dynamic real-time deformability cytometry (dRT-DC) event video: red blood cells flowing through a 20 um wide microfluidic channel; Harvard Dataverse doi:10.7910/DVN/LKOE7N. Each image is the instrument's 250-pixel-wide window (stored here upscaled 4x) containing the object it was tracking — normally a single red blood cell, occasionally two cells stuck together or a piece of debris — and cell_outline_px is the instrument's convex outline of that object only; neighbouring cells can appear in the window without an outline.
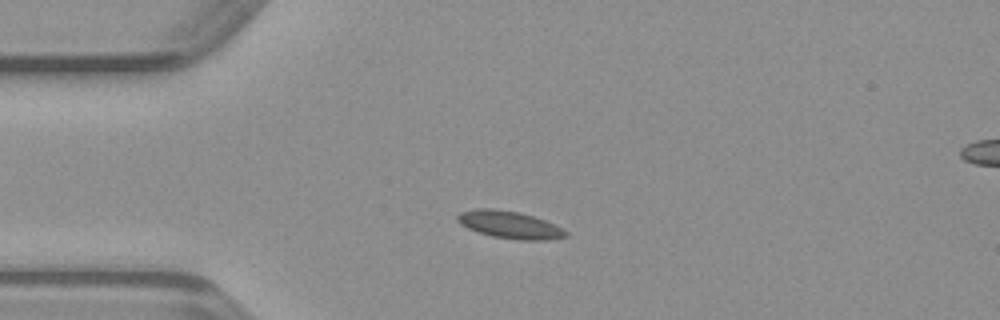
{"species": "common noctule bat (a hibernating species)", "species_latin": "Nyctalus noctula", "temperature_condition": "warm", "stored_images_in_passage": 38, "camera_frame_rate_fps": 3000, "um_per_image_px": 0.085, "animal": {"sex": "male", "body_mass_g": 23.1, "forearm_length_mm": 52.7}, "frame": {"image": 1, "passage_image": 1, "time_ms": 0.0, "image_size_px": [1000, 320], "cell_outline_px": [[568, 236], [548, 240], [520, 240], [492, 236], [468, 228], [460, 224], [456, 220], [456, 216], [460, 212], [480, 208], [492, 208], [520, 212], [544, 220], [568, 232]], "centroid_in_image_um": [43.3, 19.1], "position_along_channel_um": 41.7, "area_um2": 17.11}}
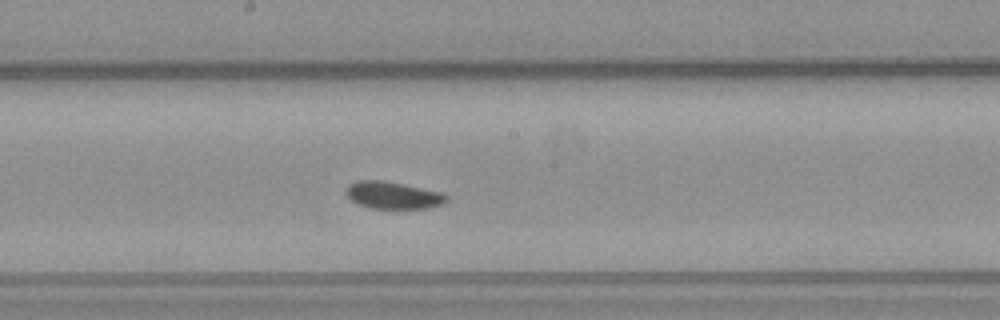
{"frame": {"image": 2, "passage_image": 15, "time_ms": 4.667, "image_size_px": [1000, 320], "cell_outline_px": [[448, 200], [444, 204], [428, 208], [368, 208], [352, 200], [344, 192], [348, 184], [356, 180], [384, 180], [444, 192], [448, 196]], "centroid_in_image_um": [33.43, 16.58], "position_along_channel_um": 214.8, "area_um2": 16.13}}
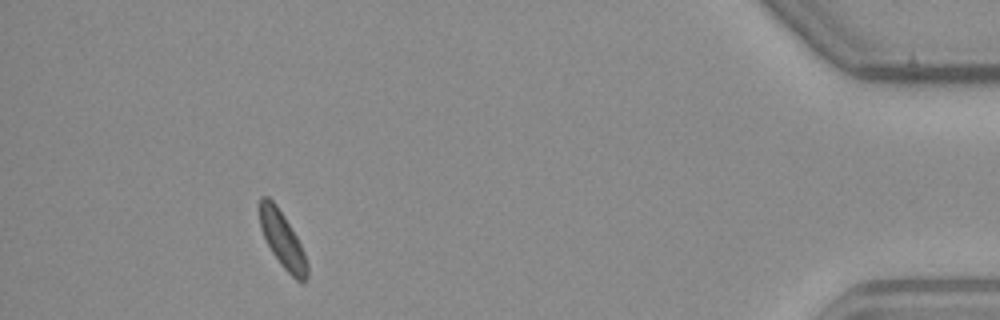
{"frame": {"image": 3, "passage_image": 34, "time_ms": 11.0, "image_size_px": [1000, 320], "cell_outline_px": [[308, 276], [304, 280], [296, 280], [280, 264], [272, 252], [260, 228], [260, 196], [268, 196], [276, 204], [284, 216], [296, 236], [304, 252], [308, 264]], "centroid_in_image_um": [24.01, 20.37], "position_along_channel_um": 411.2, "area_um2": 15.2}}